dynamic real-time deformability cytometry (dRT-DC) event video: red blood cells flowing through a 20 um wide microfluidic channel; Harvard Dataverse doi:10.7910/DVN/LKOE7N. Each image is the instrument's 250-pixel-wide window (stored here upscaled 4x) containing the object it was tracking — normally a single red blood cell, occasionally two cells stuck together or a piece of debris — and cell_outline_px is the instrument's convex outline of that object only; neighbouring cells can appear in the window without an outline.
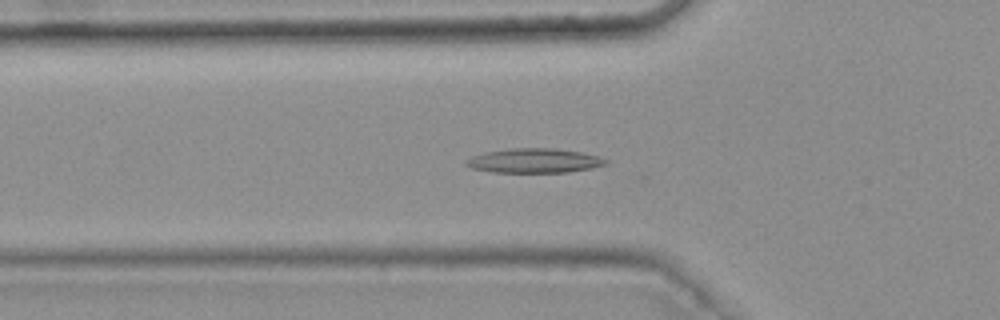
{"species": "common noctule bat (a hibernating species)", "species_latin": "Nyctalus noctula", "temperature_condition": "warm", "stored_images_in_passage": 41, "camera_frame_rate_fps": 3000, "um_per_image_px": 0.085, "animal": {"sex": "female", "body_mass_g": 25.1}, "frame": {"image": 1, "passage_image": 13, "time_ms": 4.0, "image_size_px": [1000, 320], "cell_outline_px": [[608, 164], [592, 168], [568, 172], [492, 172], [472, 168], [464, 164], [464, 160], [472, 156], [484, 152], [512, 148], [556, 148], [580, 152], [596, 156], [608, 160]], "centroid_in_image_um": [45.39, 13.65], "position_along_channel_um": 80.4, "area_um2": 19.88}}
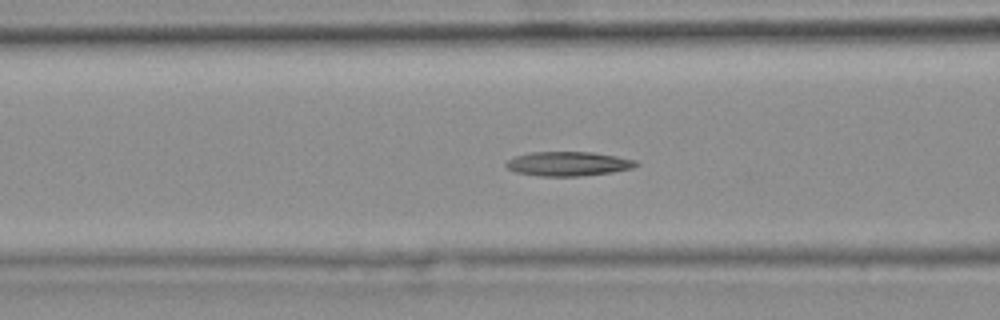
{"frame": {"image": 2, "passage_image": 16, "time_ms": 5.0, "image_size_px": [1000, 320], "cell_outline_px": [[640, 164], [632, 168], [612, 172], [580, 176], [540, 176], [516, 172], [508, 168], [504, 164], [508, 160], [516, 156], [532, 152], [592, 152], [616, 156], [636, 160]], "centroid_in_image_um": [48.31, 13.92], "position_along_channel_um": 118.3, "area_um2": 18.32}}
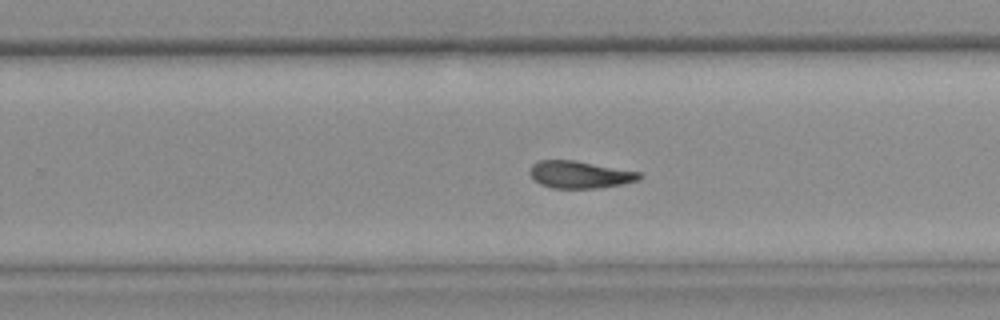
{"frame": {"image": 3, "passage_image": 29, "time_ms": 9.333, "image_size_px": [1000, 320], "cell_outline_px": [[644, 176], [640, 180], [624, 184], [596, 188], [552, 188], [540, 184], [528, 172], [532, 164], [540, 160], [576, 160], [640, 172]], "centroid_in_image_um": [49.32, 14.84], "position_along_channel_um": 280.5, "area_um2": 17.51}, "authors_computed_cell_mechanics": {"area_um2": 18.207, "velocity_mm_per_s": 3.7493, "shape_relaxation_time_tau1_ms": null, "shape_relaxation_time_tau2_ms": 7.3052, "deformation_change_tau1": null, "deformation_change_tau2": 0.134}}